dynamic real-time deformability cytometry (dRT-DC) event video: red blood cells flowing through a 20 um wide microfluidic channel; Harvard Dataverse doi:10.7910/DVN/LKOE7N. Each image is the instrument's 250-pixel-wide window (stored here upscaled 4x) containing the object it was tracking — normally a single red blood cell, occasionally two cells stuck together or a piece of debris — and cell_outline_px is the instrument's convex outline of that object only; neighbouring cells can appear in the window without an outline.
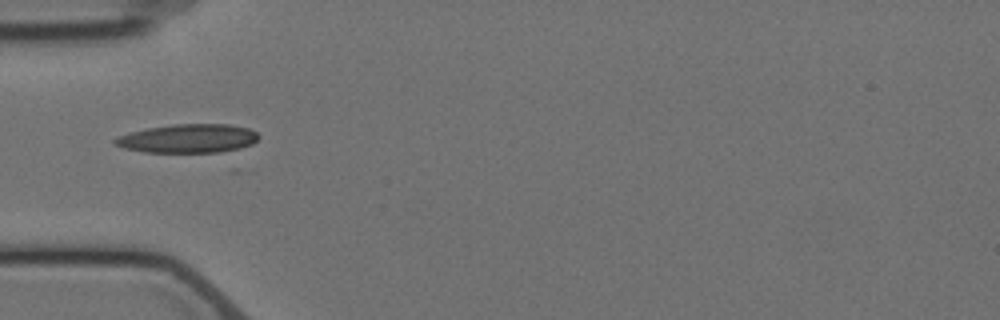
{"species": "Egyptian fruit bat (a non-hibernating species)", "species_latin": "Rousettus aegyptiacus", "temperature_condition": "cold", "stored_images_in_passage": 7, "camera_frame_rate_fps": 3000, "um_per_image_px": 0.085, "animal": {"sex": "female"}, "frame": {"image": 1, "passage_image": 5, "time_ms": 6.0, "image_size_px": [1000, 320], "cell_outline_px": [[260, 136], [252, 144], [232, 152], [144, 152], [124, 148], [116, 144], [112, 140], [116, 136], [148, 128], [172, 124], [228, 124], [248, 128], [256, 132]], "centroid_in_image_um": [16.02, 11.78], "position_along_channel_um": 69.0, "area_um2": 24.22}}
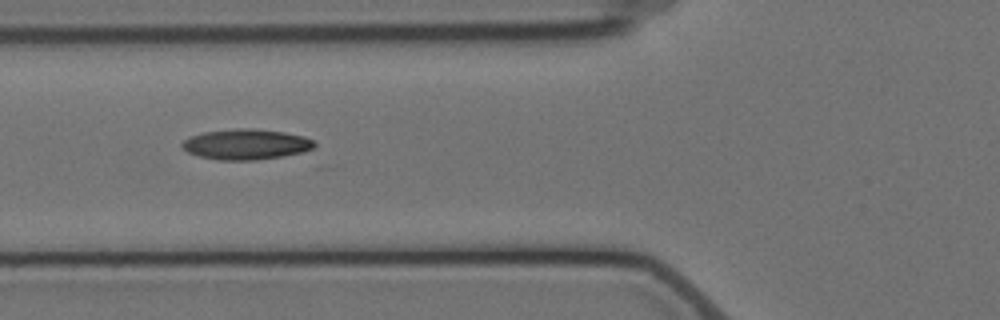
{"frame": {"image": 2, "passage_image": 6, "time_ms": 7.0, "image_size_px": [1000, 320], "cell_outline_px": [[316, 144], [312, 148], [304, 152], [284, 156], [256, 160], [216, 160], [200, 156], [188, 152], [180, 144], [188, 136], [204, 132], [240, 128], [252, 128], [284, 132], [304, 136], [312, 140]], "centroid_in_image_um": [20.91, 12.27], "position_along_channel_um": 104.9, "area_um2": 23.52}}
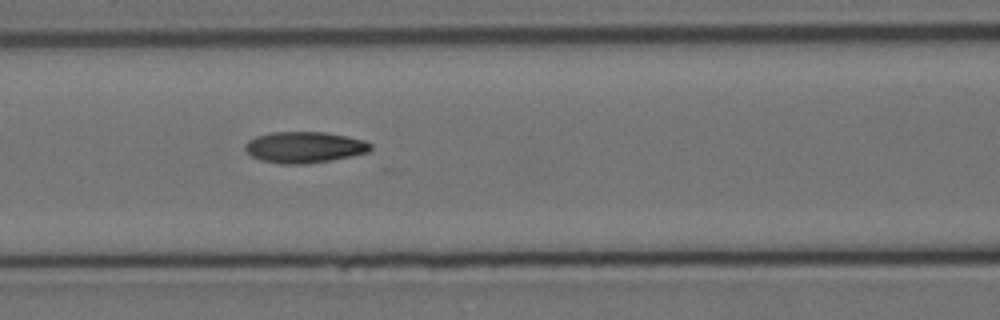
{"frame": {"image": 3, "passage_image": 7, "time_ms": 8.0, "image_size_px": [1000, 320], "cell_outline_px": [[372, 148], [368, 152], [352, 156], [332, 160], [308, 164], [280, 164], [260, 160], [252, 156], [244, 148], [244, 144], [248, 140], [256, 136], [272, 132], [324, 132], [364, 140], [372, 144]], "centroid_in_image_um": [25.86, 12.52], "position_along_channel_um": 140.7, "area_um2": 22.89}}